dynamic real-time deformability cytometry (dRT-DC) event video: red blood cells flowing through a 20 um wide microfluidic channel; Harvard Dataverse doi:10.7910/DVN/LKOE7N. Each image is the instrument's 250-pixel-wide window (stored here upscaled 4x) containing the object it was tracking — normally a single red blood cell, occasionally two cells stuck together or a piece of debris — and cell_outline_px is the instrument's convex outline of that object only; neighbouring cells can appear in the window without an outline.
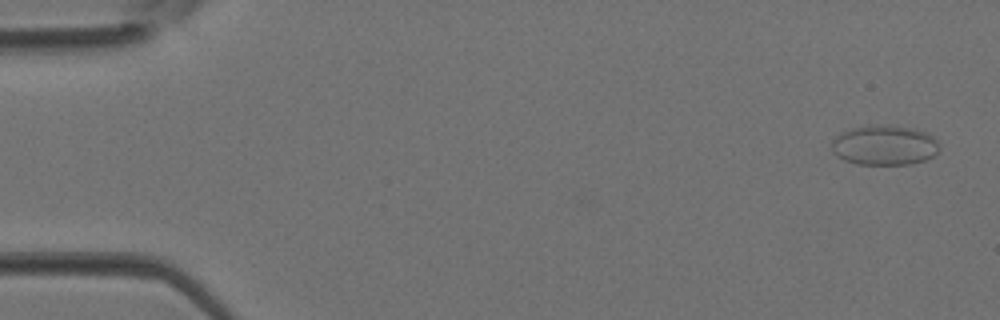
{"species": "Egyptian fruit bat (a non-hibernating species)", "species_latin": "Rousettus aegyptiacus", "temperature_condition": "room temperature", "stored_images_in_passage": 5, "camera_frame_rate_fps": 3000, "um_per_image_px": 0.085, "animal": {"sex": "female"}, "frame": {"image": 1, "passage_image": 1, "time_ms": 0.0, "image_size_px": [1000, 320], "cell_outline_px": [[940, 148], [932, 156], [924, 160], [908, 164], [856, 164], [844, 160], [836, 156], [832, 152], [832, 140], [840, 132], [872, 124], [912, 128], [928, 132], [940, 144]], "centroid_in_image_um": [75.17, 12.34], "position_along_channel_um": 9.8, "area_um2": 25.03}}
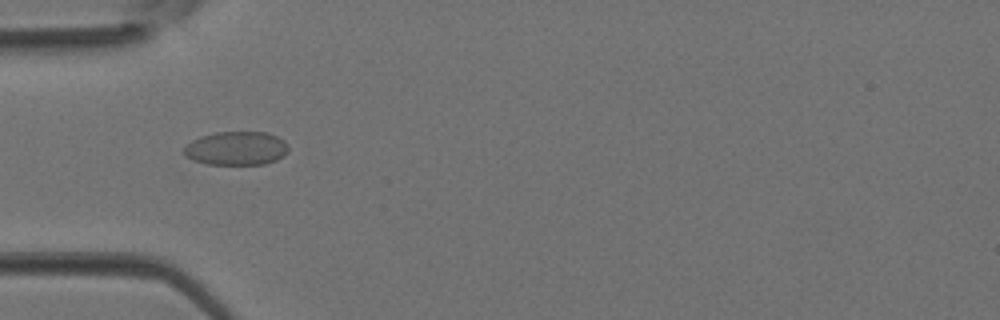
{"frame": {"image": 2, "passage_image": 4, "time_ms": 1.0, "image_size_px": [1000, 320], "cell_outline_px": [[288, 152], [284, 156], [276, 160], [264, 164], [204, 164], [192, 160], [184, 156], [184, 148], [192, 140], [200, 136], [216, 132], [264, 132], [276, 136], [284, 140], [288, 148]], "centroid_in_image_um": [20.07, 12.61], "position_along_channel_um": 64.9, "area_um2": 20.58}}
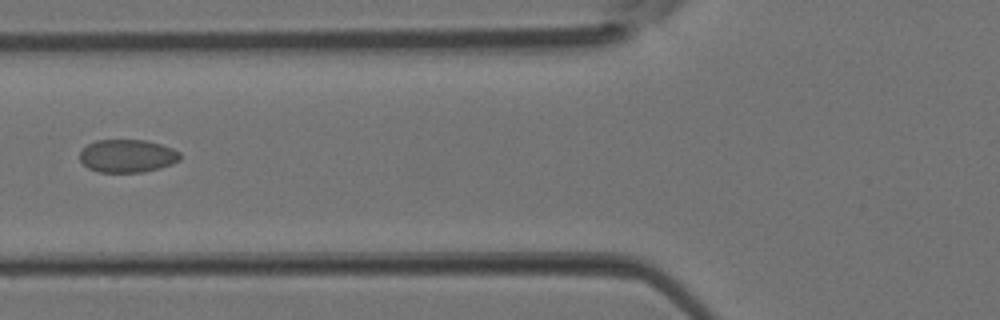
{"frame": {"image": 3, "passage_image": 5, "time_ms": 1.333, "image_size_px": [1000, 320], "cell_outline_px": [[180, 160], [172, 164], [160, 168], [144, 172], [96, 172], [88, 168], [80, 160], [80, 152], [88, 144], [96, 140], [144, 140], [160, 144], [172, 148], [180, 152]], "centroid_in_image_um": [10.83, 13.26], "position_along_channel_um": 115.0, "area_um2": 19.31}}